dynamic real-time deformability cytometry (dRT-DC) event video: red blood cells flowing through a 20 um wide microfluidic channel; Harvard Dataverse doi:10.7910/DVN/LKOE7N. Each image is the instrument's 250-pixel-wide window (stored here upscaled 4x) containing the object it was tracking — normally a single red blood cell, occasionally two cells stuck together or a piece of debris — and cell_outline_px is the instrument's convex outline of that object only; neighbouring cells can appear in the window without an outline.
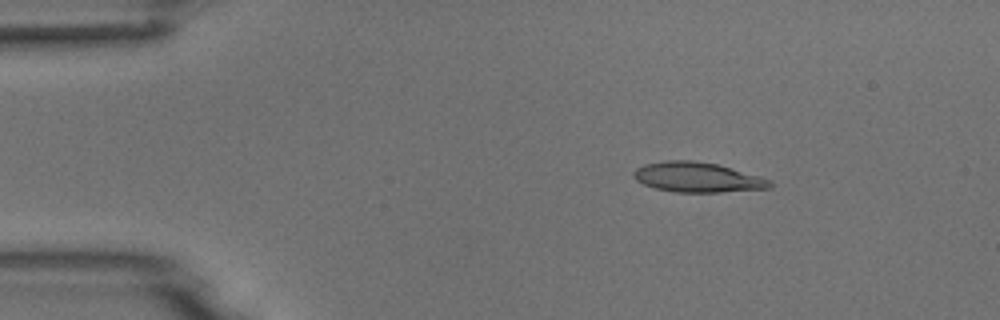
{"species": "common noctule bat (a hibernating species)", "species_latin": "Nyctalus noctula", "temperature_condition": "room temperature", "stored_images_in_passage": 5, "camera_frame_rate_fps": 3000, "um_per_image_px": 0.085, "animal": {"sex": "male", "body_mass_g": 18.8}, "frame": {"image": 1, "passage_image": 3, "time_ms": 2.333, "image_size_px": [1000, 320], "cell_outline_px": [[772, 188], [720, 192], [676, 192], [656, 188], [644, 184], [636, 180], [632, 176], [632, 172], [636, 168], [644, 164], [668, 160], [692, 160], [716, 164], [760, 176], [772, 180]], "centroid_in_image_um": [59.28, 15.07], "position_along_channel_um": 25.7, "area_um2": 23.76}}